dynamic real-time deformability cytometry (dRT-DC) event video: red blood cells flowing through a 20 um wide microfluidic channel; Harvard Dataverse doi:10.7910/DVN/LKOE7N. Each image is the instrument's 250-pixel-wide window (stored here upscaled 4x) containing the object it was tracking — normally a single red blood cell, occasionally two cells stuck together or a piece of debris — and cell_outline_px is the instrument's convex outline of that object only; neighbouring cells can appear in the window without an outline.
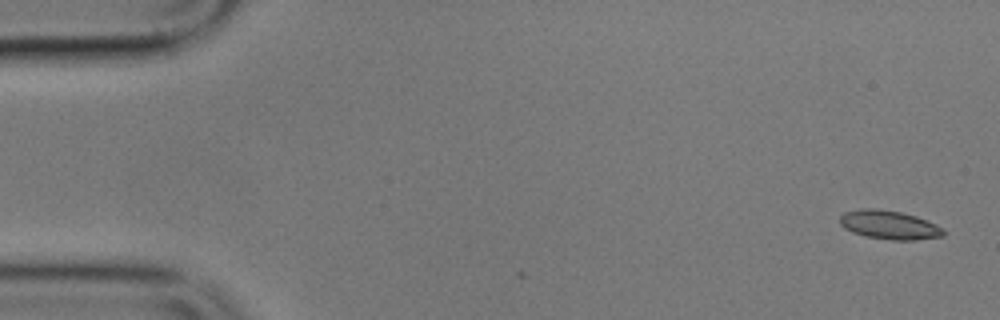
{"species": "common noctule bat (a hibernating species)", "species_latin": "Nyctalus noctula", "temperature_condition": "cold", "stored_images_in_passage": 5, "camera_frame_rate_fps": 3000, "um_per_image_px": 0.085, "animal": {"sex": "male", "body_mass_g": 17.9}, "frame": {"image": 1, "passage_image": 1, "time_ms": 0.0, "image_size_px": [1000, 320], "cell_outline_px": [[944, 236], [916, 240], [892, 240], [864, 236], [852, 232], [844, 228], [840, 224], [840, 216], [844, 212], [864, 208], [876, 208], [900, 212], [916, 216], [936, 224], [944, 228]], "centroid_in_image_um": [75.59, 19.12], "position_along_channel_um": 9.4, "area_um2": 17.46}}
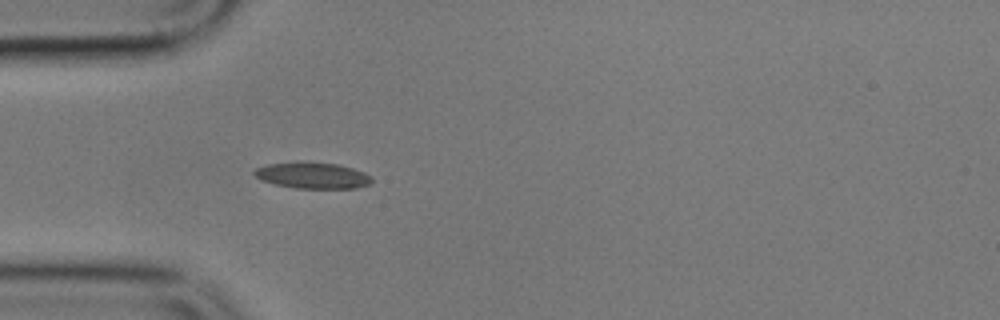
{"frame": {"image": 2, "passage_image": 5, "time_ms": 5.0, "image_size_px": [1000, 320], "cell_outline_px": [[372, 184], [356, 188], [296, 188], [276, 184], [264, 180], [256, 176], [252, 172], [256, 168], [268, 164], [336, 164], [352, 168], [364, 172], [372, 176]], "centroid_in_image_um": [26.65, 14.95], "position_along_channel_um": 58.4, "area_um2": 17.11}}